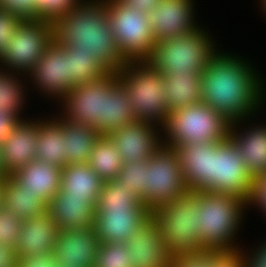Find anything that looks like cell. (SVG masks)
I'll use <instances>...</instances> for the list:
<instances>
[{"label": "cell", "mask_w": 266, "mask_h": 267, "mask_svg": "<svg viewBox=\"0 0 266 267\" xmlns=\"http://www.w3.org/2000/svg\"><path fill=\"white\" fill-rule=\"evenodd\" d=\"M240 60L216 52L201 73V102L231 124L251 114L262 94L257 75Z\"/></svg>", "instance_id": "6da1fadb"}, {"label": "cell", "mask_w": 266, "mask_h": 267, "mask_svg": "<svg viewBox=\"0 0 266 267\" xmlns=\"http://www.w3.org/2000/svg\"><path fill=\"white\" fill-rule=\"evenodd\" d=\"M48 212L61 231L94 226L96 209L86 198L65 197L58 190L48 204Z\"/></svg>", "instance_id": "7402d4cb"}, {"label": "cell", "mask_w": 266, "mask_h": 267, "mask_svg": "<svg viewBox=\"0 0 266 267\" xmlns=\"http://www.w3.org/2000/svg\"><path fill=\"white\" fill-rule=\"evenodd\" d=\"M22 221L15 219L9 211L0 206V243H5L15 249L21 234Z\"/></svg>", "instance_id": "74e56055"}, {"label": "cell", "mask_w": 266, "mask_h": 267, "mask_svg": "<svg viewBox=\"0 0 266 267\" xmlns=\"http://www.w3.org/2000/svg\"><path fill=\"white\" fill-rule=\"evenodd\" d=\"M99 245L94 226L61 230L57 237L54 256L63 267H94Z\"/></svg>", "instance_id": "e0dca14e"}, {"label": "cell", "mask_w": 266, "mask_h": 267, "mask_svg": "<svg viewBox=\"0 0 266 267\" xmlns=\"http://www.w3.org/2000/svg\"><path fill=\"white\" fill-rule=\"evenodd\" d=\"M70 81L76 86L100 79L111 72L92 53L68 49Z\"/></svg>", "instance_id": "1f68e13d"}, {"label": "cell", "mask_w": 266, "mask_h": 267, "mask_svg": "<svg viewBox=\"0 0 266 267\" xmlns=\"http://www.w3.org/2000/svg\"><path fill=\"white\" fill-rule=\"evenodd\" d=\"M54 39L66 49L95 55L111 72L127 63L121 56L110 29L105 2H83L54 22Z\"/></svg>", "instance_id": "7a4b0ae2"}, {"label": "cell", "mask_w": 266, "mask_h": 267, "mask_svg": "<svg viewBox=\"0 0 266 267\" xmlns=\"http://www.w3.org/2000/svg\"><path fill=\"white\" fill-rule=\"evenodd\" d=\"M253 178L228 138L213 148L212 192L233 195L248 203Z\"/></svg>", "instance_id": "8fae6325"}, {"label": "cell", "mask_w": 266, "mask_h": 267, "mask_svg": "<svg viewBox=\"0 0 266 267\" xmlns=\"http://www.w3.org/2000/svg\"><path fill=\"white\" fill-rule=\"evenodd\" d=\"M79 0H37L39 17L43 20L55 22L59 17L66 15Z\"/></svg>", "instance_id": "8d00e7d4"}, {"label": "cell", "mask_w": 266, "mask_h": 267, "mask_svg": "<svg viewBox=\"0 0 266 267\" xmlns=\"http://www.w3.org/2000/svg\"><path fill=\"white\" fill-rule=\"evenodd\" d=\"M134 120L127 91L118 79L104 94L103 124L96 131L108 135Z\"/></svg>", "instance_id": "4316f807"}, {"label": "cell", "mask_w": 266, "mask_h": 267, "mask_svg": "<svg viewBox=\"0 0 266 267\" xmlns=\"http://www.w3.org/2000/svg\"><path fill=\"white\" fill-rule=\"evenodd\" d=\"M53 40V22L41 18L22 19L0 61L15 70L30 72Z\"/></svg>", "instance_id": "30bf717a"}, {"label": "cell", "mask_w": 266, "mask_h": 267, "mask_svg": "<svg viewBox=\"0 0 266 267\" xmlns=\"http://www.w3.org/2000/svg\"><path fill=\"white\" fill-rule=\"evenodd\" d=\"M1 70V69H0ZM3 71L0 72V110H6L18 117L20 106H22V88L19 80H15Z\"/></svg>", "instance_id": "d590c367"}, {"label": "cell", "mask_w": 266, "mask_h": 267, "mask_svg": "<svg viewBox=\"0 0 266 267\" xmlns=\"http://www.w3.org/2000/svg\"><path fill=\"white\" fill-rule=\"evenodd\" d=\"M238 249L215 251V264L212 267H245L244 255Z\"/></svg>", "instance_id": "b9f144b4"}, {"label": "cell", "mask_w": 266, "mask_h": 267, "mask_svg": "<svg viewBox=\"0 0 266 267\" xmlns=\"http://www.w3.org/2000/svg\"><path fill=\"white\" fill-rule=\"evenodd\" d=\"M36 144L38 161L61 168L67 165L66 137L63 136L60 120H52L47 123L39 121V137Z\"/></svg>", "instance_id": "f546056e"}, {"label": "cell", "mask_w": 266, "mask_h": 267, "mask_svg": "<svg viewBox=\"0 0 266 267\" xmlns=\"http://www.w3.org/2000/svg\"><path fill=\"white\" fill-rule=\"evenodd\" d=\"M188 192L176 150L163 145L149 158L141 202L153 212Z\"/></svg>", "instance_id": "9c48e42d"}, {"label": "cell", "mask_w": 266, "mask_h": 267, "mask_svg": "<svg viewBox=\"0 0 266 267\" xmlns=\"http://www.w3.org/2000/svg\"><path fill=\"white\" fill-rule=\"evenodd\" d=\"M130 253L126 243H100L94 267H131Z\"/></svg>", "instance_id": "e575fe53"}, {"label": "cell", "mask_w": 266, "mask_h": 267, "mask_svg": "<svg viewBox=\"0 0 266 267\" xmlns=\"http://www.w3.org/2000/svg\"><path fill=\"white\" fill-rule=\"evenodd\" d=\"M66 137L65 158L67 165L87 163L97 140L102 136L92 126L60 119Z\"/></svg>", "instance_id": "83f0119b"}, {"label": "cell", "mask_w": 266, "mask_h": 267, "mask_svg": "<svg viewBox=\"0 0 266 267\" xmlns=\"http://www.w3.org/2000/svg\"><path fill=\"white\" fill-rule=\"evenodd\" d=\"M200 191H189L178 199L151 212L165 240L171 258L198 255L208 251L200 242L198 226Z\"/></svg>", "instance_id": "3957f363"}, {"label": "cell", "mask_w": 266, "mask_h": 267, "mask_svg": "<svg viewBox=\"0 0 266 267\" xmlns=\"http://www.w3.org/2000/svg\"><path fill=\"white\" fill-rule=\"evenodd\" d=\"M192 8L191 0H159L148 15L155 43L200 29L192 22Z\"/></svg>", "instance_id": "5bb4252c"}, {"label": "cell", "mask_w": 266, "mask_h": 267, "mask_svg": "<svg viewBox=\"0 0 266 267\" xmlns=\"http://www.w3.org/2000/svg\"><path fill=\"white\" fill-rule=\"evenodd\" d=\"M62 168L53 164L33 160L11 177L25 190L39 194L47 204L60 189Z\"/></svg>", "instance_id": "603a6c76"}, {"label": "cell", "mask_w": 266, "mask_h": 267, "mask_svg": "<svg viewBox=\"0 0 266 267\" xmlns=\"http://www.w3.org/2000/svg\"><path fill=\"white\" fill-rule=\"evenodd\" d=\"M30 74L42 91L60 96L62 99L75 86L70 81L68 49L62 47L55 39L34 64Z\"/></svg>", "instance_id": "9a60e30c"}, {"label": "cell", "mask_w": 266, "mask_h": 267, "mask_svg": "<svg viewBox=\"0 0 266 267\" xmlns=\"http://www.w3.org/2000/svg\"><path fill=\"white\" fill-rule=\"evenodd\" d=\"M0 9L18 15L22 19H39L37 0H0Z\"/></svg>", "instance_id": "f35d334b"}, {"label": "cell", "mask_w": 266, "mask_h": 267, "mask_svg": "<svg viewBox=\"0 0 266 267\" xmlns=\"http://www.w3.org/2000/svg\"><path fill=\"white\" fill-rule=\"evenodd\" d=\"M59 232L48 210L22 221L21 234L15 246L18 258L54 253Z\"/></svg>", "instance_id": "44dd1931"}, {"label": "cell", "mask_w": 266, "mask_h": 267, "mask_svg": "<svg viewBox=\"0 0 266 267\" xmlns=\"http://www.w3.org/2000/svg\"><path fill=\"white\" fill-rule=\"evenodd\" d=\"M164 81L168 113L201 102V74L175 72Z\"/></svg>", "instance_id": "f1b7e54d"}, {"label": "cell", "mask_w": 266, "mask_h": 267, "mask_svg": "<svg viewBox=\"0 0 266 267\" xmlns=\"http://www.w3.org/2000/svg\"><path fill=\"white\" fill-rule=\"evenodd\" d=\"M117 80L118 72H109L98 80L74 86L63 98L66 119L97 130L103 124L104 94Z\"/></svg>", "instance_id": "7c38bea8"}, {"label": "cell", "mask_w": 266, "mask_h": 267, "mask_svg": "<svg viewBox=\"0 0 266 267\" xmlns=\"http://www.w3.org/2000/svg\"><path fill=\"white\" fill-rule=\"evenodd\" d=\"M148 164L149 159H140L135 163L123 162L117 177L123 187L132 190L140 199L145 195Z\"/></svg>", "instance_id": "836d02e7"}, {"label": "cell", "mask_w": 266, "mask_h": 267, "mask_svg": "<svg viewBox=\"0 0 266 267\" xmlns=\"http://www.w3.org/2000/svg\"><path fill=\"white\" fill-rule=\"evenodd\" d=\"M246 205V201L233 195L200 191L197 228L200 230V242L207 250H237L233 248L232 238L237 233L235 231Z\"/></svg>", "instance_id": "5b68a950"}, {"label": "cell", "mask_w": 266, "mask_h": 267, "mask_svg": "<svg viewBox=\"0 0 266 267\" xmlns=\"http://www.w3.org/2000/svg\"><path fill=\"white\" fill-rule=\"evenodd\" d=\"M1 202H2V199H1V181H0V206L2 205Z\"/></svg>", "instance_id": "f907efd6"}, {"label": "cell", "mask_w": 266, "mask_h": 267, "mask_svg": "<svg viewBox=\"0 0 266 267\" xmlns=\"http://www.w3.org/2000/svg\"><path fill=\"white\" fill-rule=\"evenodd\" d=\"M215 264V251L204 254L177 256L171 259L169 267H212Z\"/></svg>", "instance_id": "60d3db41"}, {"label": "cell", "mask_w": 266, "mask_h": 267, "mask_svg": "<svg viewBox=\"0 0 266 267\" xmlns=\"http://www.w3.org/2000/svg\"><path fill=\"white\" fill-rule=\"evenodd\" d=\"M105 9L121 56L126 61L147 60L155 45L149 16L122 0L105 1Z\"/></svg>", "instance_id": "ba28073f"}, {"label": "cell", "mask_w": 266, "mask_h": 267, "mask_svg": "<svg viewBox=\"0 0 266 267\" xmlns=\"http://www.w3.org/2000/svg\"><path fill=\"white\" fill-rule=\"evenodd\" d=\"M19 118L11 112L0 110V144L11 133V129L20 120Z\"/></svg>", "instance_id": "f6af8a7d"}, {"label": "cell", "mask_w": 266, "mask_h": 267, "mask_svg": "<svg viewBox=\"0 0 266 267\" xmlns=\"http://www.w3.org/2000/svg\"><path fill=\"white\" fill-rule=\"evenodd\" d=\"M104 181L87 164H71L62 168L60 191L65 197L86 198L95 209Z\"/></svg>", "instance_id": "cb8c5ba5"}, {"label": "cell", "mask_w": 266, "mask_h": 267, "mask_svg": "<svg viewBox=\"0 0 266 267\" xmlns=\"http://www.w3.org/2000/svg\"><path fill=\"white\" fill-rule=\"evenodd\" d=\"M229 123L222 115L203 102L188 105L168 114L165 134L167 147L180 144L223 142L230 135Z\"/></svg>", "instance_id": "8992f818"}, {"label": "cell", "mask_w": 266, "mask_h": 267, "mask_svg": "<svg viewBox=\"0 0 266 267\" xmlns=\"http://www.w3.org/2000/svg\"><path fill=\"white\" fill-rule=\"evenodd\" d=\"M234 125L230 126L229 139L235 144L238 154L243 158L244 165L250 176L266 174V126L257 127L246 132L245 135H237Z\"/></svg>", "instance_id": "484cf974"}, {"label": "cell", "mask_w": 266, "mask_h": 267, "mask_svg": "<svg viewBox=\"0 0 266 267\" xmlns=\"http://www.w3.org/2000/svg\"><path fill=\"white\" fill-rule=\"evenodd\" d=\"M153 125L134 120L107 136L120 151L124 163H135L140 159H149L164 144L158 141Z\"/></svg>", "instance_id": "d6986e66"}, {"label": "cell", "mask_w": 266, "mask_h": 267, "mask_svg": "<svg viewBox=\"0 0 266 267\" xmlns=\"http://www.w3.org/2000/svg\"><path fill=\"white\" fill-rule=\"evenodd\" d=\"M58 261L54 253L46 256H30L18 258L17 267H57Z\"/></svg>", "instance_id": "ee69618b"}, {"label": "cell", "mask_w": 266, "mask_h": 267, "mask_svg": "<svg viewBox=\"0 0 266 267\" xmlns=\"http://www.w3.org/2000/svg\"><path fill=\"white\" fill-rule=\"evenodd\" d=\"M6 177L5 173L3 172V169L1 167V163H0V181L3 180Z\"/></svg>", "instance_id": "681fc988"}, {"label": "cell", "mask_w": 266, "mask_h": 267, "mask_svg": "<svg viewBox=\"0 0 266 267\" xmlns=\"http://www.w3.org/2000/svg\"><path fill=\"white\" fill-rule=\"evenodd\" d=\"M122 163L120 151L107 135H102L97 140L87 162L104 182L118 177Z\"/></svg>", "instance_id": "4dcf8cb0"}, {"label": "cell", "mask_w": 266, "mask_h": 267, "mask_svg": "<svg viewBox=\"0 0 266 267\" xmlns=\"http://www.w3.org/2000/svg\"><path fill=\"white\" fill-rule=\"evenodd\" d=\"M1 199L2 206L20 221L29 220L48 210V204L39 194L25 190L11 176L1 180Z\"/></svg>", "instance_id": "d4e9b609"}, {"label": "cell", "mask_w": 266, "mask_h": 267, "mask_svg": "<svg viewBox=\"0 0 266 267\" xmlns=\"http://www.w3.org/2000/svg\"><path fill=\"white\" fill-rule=\"evenodd\" d=\"M21 20L22 18L18 15L0 9V55L12 40V36L16 32Z\"/></svg>", "instance_id": "ab89813d"}, {"label": "cell", "mask_w": 266, "mask_h": 267, "mask_svg": "<svg viewBox=\"0 0 266 267\" xmlns=\"http://www.w3.org/2000/svg\"><path fill=\"white\" fill-rule=\"evenodd\" d=\"M39 137V121L28 123L21 119L0 144V163L6 176L36 160V142Z\"/></svg>", "instance_id": "4fadbf2b"}, {"label": "cell", "mask_w": 266, "mask_h": 267, "mask_svg": "<svg viewBox=\"0 0 266 267\" xmlns=\"http://www.w3.org/2000/svg\"><path fill=\"white\" fill-rule=\"evenodd\" d=\"M126 5L149 15L157 6L159 0H122Z\"/></svg>", "instance_id": "7dc6e473"}, {"label": "cell", "mask_w": 266, "mask_h": 267, "mask_svg": "<svg viewBox=\"0 0 266 267\" xmlns=\"http://www.w3.org/2000/svg\"><path fill=\"white\" fill-rule=\"evenodd\" d=\"M18 256L15 249L5 243H0V267H17Z\"/></svg>", "instance_id": "bcb514c9"}, {"label": "cell", "mask_w": 266, "mask_h": 267, "mask_svg": "<svg viewBox=\"0 0 266 267\" xmlns=\"http://www.w3.org/2000/svg\"><path fill=\"white\" fill-rule=\"evenodd\" d=\"M249 203H256L259 207L261 206L260 208L266 211V174L257 176L253 179L248 205Z\"/></svg>", "instance_id": "7bdbcfd3"}, {"label": "cell", "mask_w": 266, "mask_h": 267, "mask_svg": "<svg viewBox=\"0 0 266 267\" xmlns=\"http://www.w3.org/2000/svg\"><path fill=\"white\" fill-rule=\"evenodd\" d=\"M118 79L127 91L135 119L151 125L158 121L165 128L169 113L164 74L147 60L127 61L118 72Z\"/></svg>", "instance_id": "277c9868"}, {"label": "cell", "mask_w": 266, "mask_h": 267, "mask_svg": "<svg viewBox=\"0 0 266 267\" xmlns=\"http://www.w3.org/2000/svg\"><path fill=\"white\" fill-rule=\"evenodd\" d=\"M263 3H264L263 6L265 7L264 9H266V0H263Z\"/></svg>", "instance_id": "816d5d0a"}, {"label": "cell", "mask_w": 266, "mask_h": 267, "mask_svg": "<svg viewBox=\"0 0 266 267\" xmlns=\"http://www.w3.org/2000/svg\"><path fill=\"white\" fill-rule=\"evenodd\" d=\"M150 217L148 208L96 209L94 227L100 243H126Z\"/></svg>", "instance_id": "ac0fdd59"}, {"label": "cell", "mask_w": 266, "mask_h": 267, "mask_svg": "<svg viewBox=\"0 0 266 267\" xmlns=\"http://www.w3.org/2000/svg\"><path fill=\"white\" fill-rule=\"evenodd\" d=\"M203 30L156 42L147 61L164 76L177 73L201 74L215 54L211 38ZM212 43V44H211Z\"/></svg>", "instance_id": "52a82bcc"}, {"label": "cell", "mask_w": 266, "mask_h": 267, "mask_svg": "<svg viewBox=\"0 0 266 267\" xmlns=\"http://www.w3.org/2000/svg\"><path fill=\"white\" fill-rule=\"evenodd\" d=\"M147 208L132 190L117 178L103 183L96 209Z\"/></svg>", "instance_id": "d6a6232c"}, {"label": "cell", "mask_w": 266, "mask_h": 267, "mask_svg": "<svg viewBox=\"0 0 266 267\" xmlns=\"http://www.w3.org/2000/svg\"><path fill=\"white\" fill-rule=\"evenodd\" d=\"M218 143L180 144L174 148L189 191L212 192L213 148Z\"/></svg>", "instance_id": "2e32d148"}, {"label": "cell", "mask_w": 266, "mask_h": 267, "mask_svg": "<svg viewBox=\"0 0 266 267\" xmlns=\"http://www.w3.org/2000/svg\"><path fill=\"white\" fill-rule=\"evenodd\" d=\"M127 248L131 251V267H169L171 257L165 249V240L156 221L150 217L134 231Z\"/></svg>", "instance_id": "ffe728a7"}, {"label": "cell", "mask_w": 266, "mask_h": 267, "mask_svg": "<svg viewBox=\"0 0 266 267\" xmlns=\"http://www.w3.org/2000/svg\"><path fill=\"white\" fill-rule=\"evenodd\" d=\"M253 255V258H244L245 267H266V243Z\"/></svg>", "instance_id": "c3c4849f"}]
</instances>
